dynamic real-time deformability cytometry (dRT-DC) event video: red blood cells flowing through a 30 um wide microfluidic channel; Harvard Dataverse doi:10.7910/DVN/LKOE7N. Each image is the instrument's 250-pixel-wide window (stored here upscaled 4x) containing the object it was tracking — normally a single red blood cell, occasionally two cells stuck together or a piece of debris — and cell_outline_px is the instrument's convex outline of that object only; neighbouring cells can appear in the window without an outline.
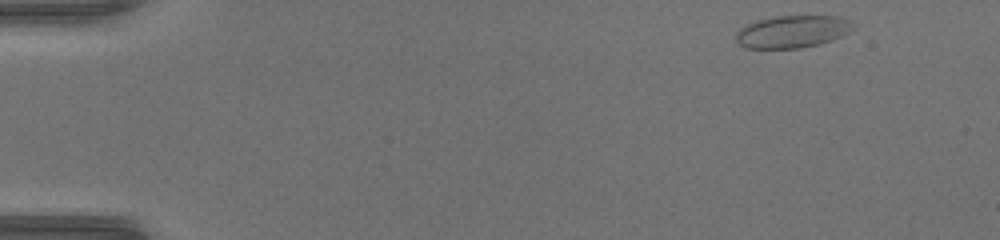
{"species": "common noctule bat (a hibernating species)", "species_latin": "Nyctalus noctula", "temperature_condition": "warm", "stored_images_in_passage": 46, "camera_frame_rate_fps": 3000, "um_per_image_px": 0.085, "animal": {"sex": "female", "body_mass_g": 17.0, "forearm_length_mm": 48.0}, "frame": {"image": 1, "passage_image": 1, "time_ms": 0.0, "image_size_px": [1000, 240], "cell_outline_px": [[856, 28], [832, 40], [820, 44], [800, 48], [744, 48], [736, 40], [736, 32], [740, 28], [756, 20], [776, 16], [840, 16], [848, 20]], "centroid_in_image_um": [67.35, 2.68], "position_along_channel_um": 17.7, "area_um2": 22.08}}
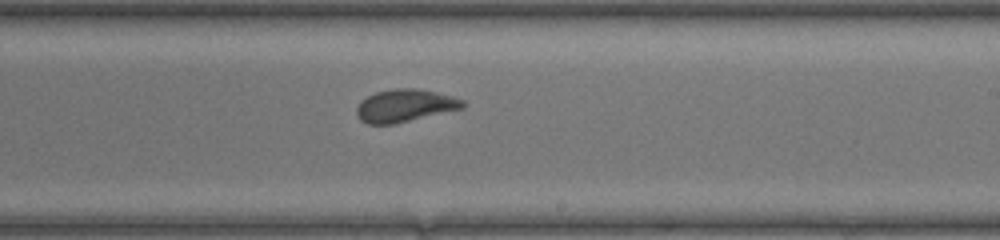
{"frame": {"image": 2, "passage_image": 27, "time_ms": 8.667, "image_size_px": [1000, 240], "cell_outline_px": [[464, 108], [392, 124], [368, 124], [360, 120], [356, 116], [356, 108], [360, 100], [376, 92], [392, 88], [416, 88], [436, 92], [452, 96], [464, 100]], "centroid_in_image_um": [34.38, 8.97], "position_along_channel_um": 254.6, "area_um2": 20.17}}
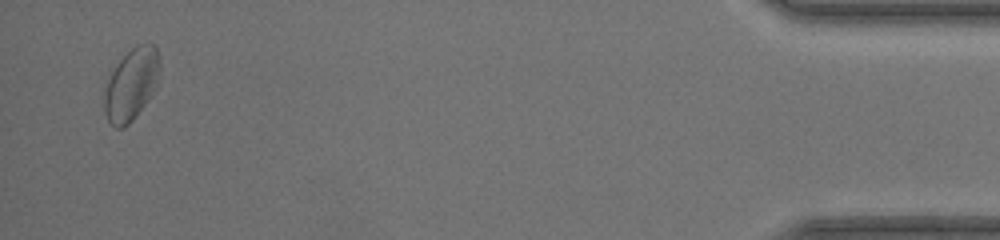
{"frame": {"image": 3, "passage_image": 45, "time_ms": 14.667, "image_size_px": [1000, 240], "cell_outline_px": [[160, 80], [156, 88], [148, 100], [132, 120], [124, 128], [116, 128], [108, 120], [104, 112], [104, 92], [108, 80], [116, 64], [136, 44], [152, 44], [156, 48], [160, 56]], "centroid_in_image_um": [11.19, 7.17], "position_along_channel_um": 424.0, "area_um2": 23.29}, "authors_computed_cell_mechanics": {"area_um2": 20.7213, "velocity_mm_per_s": 4.1694, "shape_relaxation_time_tau1_ms": 4.7107, "shape_relaxation_time_tau2_ms": 0.8247, "deformation_change_tau1": 0.1296, "deformation_change_tau2": 0.0357}}